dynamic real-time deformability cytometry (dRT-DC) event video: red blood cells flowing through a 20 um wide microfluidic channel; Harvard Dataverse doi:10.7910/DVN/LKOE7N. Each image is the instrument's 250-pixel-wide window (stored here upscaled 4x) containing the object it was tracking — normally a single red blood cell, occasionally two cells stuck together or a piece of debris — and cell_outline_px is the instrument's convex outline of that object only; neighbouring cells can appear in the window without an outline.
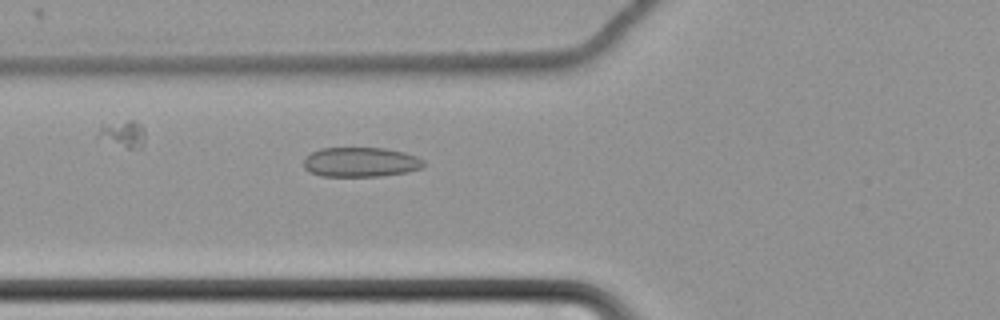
{"species": "common noctule bat (a hibernating species)", "species_latin": "Nyctalus noctula", "temperature_condition": "cold", "stored_images_in_passage": 58, "camera_frame_rate_fps": 3000, "um_per_image_px": 0.085, "animal": {"sex": "female", "body_mass_g": 22.7, "forearm_length_mm": 54.2}, "frame": {"image": 1, "passage_image": 22, "time_ms": 7.0, "image_size_px": [1000, 320], "cell_outline_px": [[428, 164], [420, 168], [408, 172], [380, 176], [320, 176], [308, 172], [304, 168], [304, 160], [312, 152], [320, 148], [384, 148], [404, 152], [416, 156], [424, 160]], "centroid_in_image_um": [30.67, 13.78], "position_along_channel_um": 95.1, "area_um2": 20.87}}
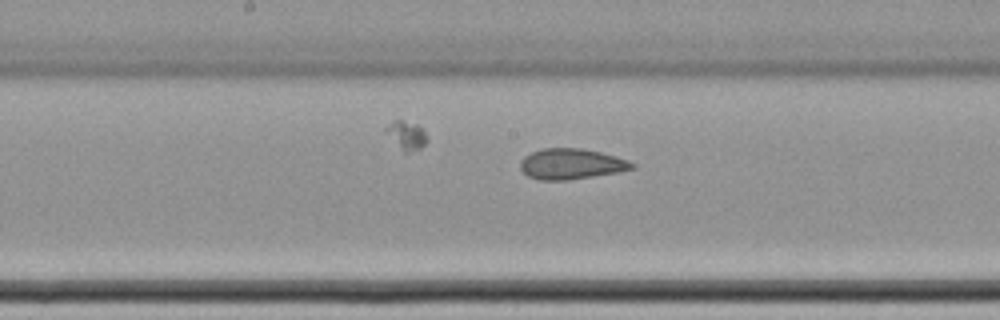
{"frame": {"image": 2, "passage_image": 31, "time_ms": 10.0, "image_size_px": [1000, 320], "cell_outline_px": [[636, 168], [620, 172], [568, 180], [540, 180], [528, 176], [520, 168], [520, 160], [524, 156], [532, 152], [544, 148], [580, 148], [600, 152], [616, 156], [628, 160], [636, 164]], "centroid_in_image_um": [48.58, 13.94], "position_along_channel_um": 199.6, "area_um2": 20.06}}
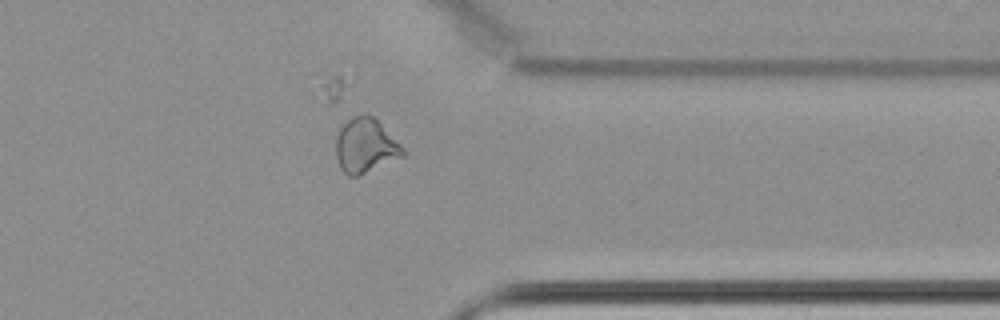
{"frame": {"image": 3, "passage_image": 47, "time_ms": 15.333, "image_size_px": [1000, 320], "cell_outline_px": [[408, 152], [404, 156], [356, 176], [348, 176], [340, 168], [336, 156], [336, 136], [340, 128], [352, 116], [372, 116]], "centroid_in_image_um": [31.05, 12.41], "position_along_channel_um": 380.3, "area_um2": 20.81}}